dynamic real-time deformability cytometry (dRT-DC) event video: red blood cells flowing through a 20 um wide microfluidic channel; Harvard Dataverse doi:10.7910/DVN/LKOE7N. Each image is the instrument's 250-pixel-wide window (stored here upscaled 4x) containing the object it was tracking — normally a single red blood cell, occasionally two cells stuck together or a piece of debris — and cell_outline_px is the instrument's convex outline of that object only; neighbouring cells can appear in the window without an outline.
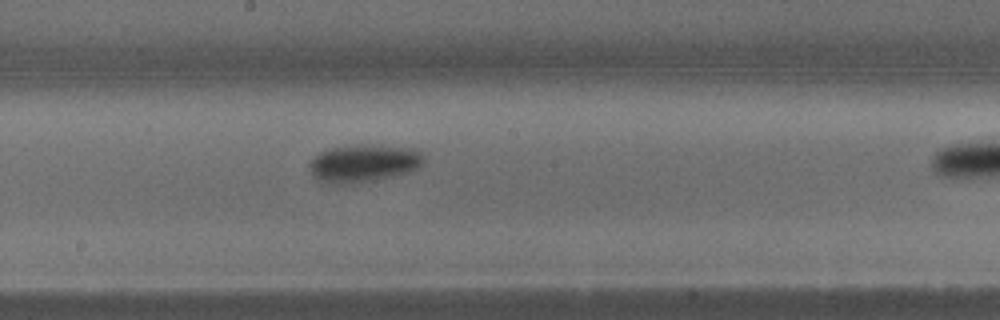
{"species": "common noctule bat (a hibernating species)", "species_latin": "Nyctalus noctula", "temperature_condition": "warm", "stored_images_in_passage": 22, "camera_frame_rate_fps": 3000, "um_per_image_px": 0.085, "animal": {"sex": "male", "body_mass_g": 15.6}, "frame": {"image": 1, "passage_image": 13, "time_ms": 4.0, "image_size_px": [1000, 320], "cell_outline_px": [[424, 164], [420, 168], [408, 172], [392, 176], [352, 184], [320, 184], [312, 176], [308, 164], [320, 152], [332, 148], [360, 144], [364, 144], [416, 148], [424, 156]], "centroid_in_image_um": [30.9, 13.89], "position_along_channel_um": 217.3, "area_um2": 25.49}}
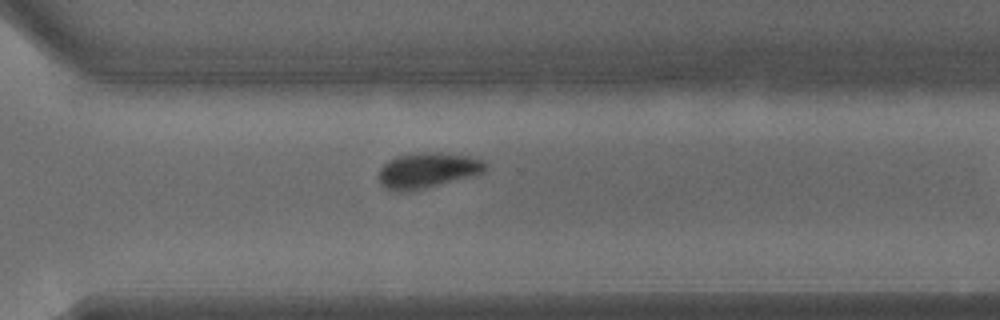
{"frame": {"image": 2, "passage_image": 19, "time_ms": 6.0, "image_size_px": [1000, 320], "cell_outline_px": [[484, 172], [472, 176], [408, 192], [392, 192], [384, 188], [380, 184], [376, 176], [380, 168], [388, 160], [396, 156], [424, 152], [436, 152], [468, 156], [484, 160]], "centroid_in_image_um": [36.24, 14.5], "position_along_channel_um": 334.4, "area_um2": 22.14}}